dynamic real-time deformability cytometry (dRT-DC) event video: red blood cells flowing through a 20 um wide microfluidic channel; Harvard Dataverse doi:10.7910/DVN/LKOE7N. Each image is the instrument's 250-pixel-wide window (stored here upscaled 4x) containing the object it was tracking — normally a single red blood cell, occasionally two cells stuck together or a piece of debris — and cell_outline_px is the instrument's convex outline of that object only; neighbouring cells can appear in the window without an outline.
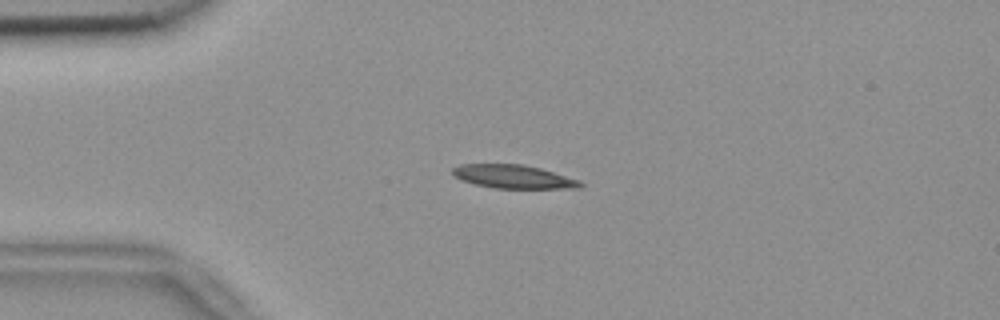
{"species": "common noctule bat (a hibernating species)", "species_latin": "Nyctalus noctula", "temperature_condition": "room temperature", "stored_images_in_passage": 53, "camera_frame_rate_fps": 3000, "um_per_image_px": 0.085, "animal": {"sex": "female", "body_mass_g": 18.4}, "frame": {"image": 1, "passage_image": 12, "time_ms": 3.667, "image_size_px": [1000, 320], "cell_outline_px": [[584, 184], [580, 188], [492, 188], [460, 180], [452, 176], [452, 168], [460, 164], [524, 164], [540, 168], [580, 180]], "centroid_in_image_um": [43.61, 15.01], "position_along_channel_um": 41.4, "area_um2": 17.57}}
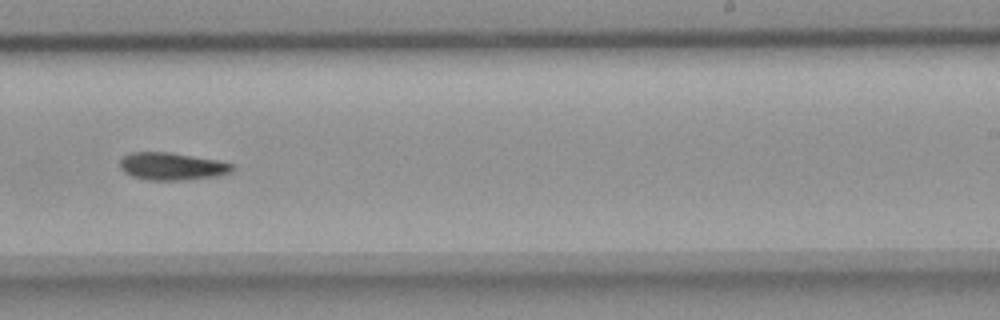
{"frame": {"image": 2, "passage_image": 33, "time_ms": 10.667, "image_size_px": [1000, 320], "cell_outline_px": [[236, 168], [232, 172], [220, 176], [184, 180], [148, 180], [132, 176], [124, 172], [120, 168], [120, 160], [124, 156], [132, 152], [172, 152], [216, 160], [232, 164]], "centroid_in_image_um": [14.64, 14.14], "position_along_channel_um": 274.4, "area_um2": 18.15}}
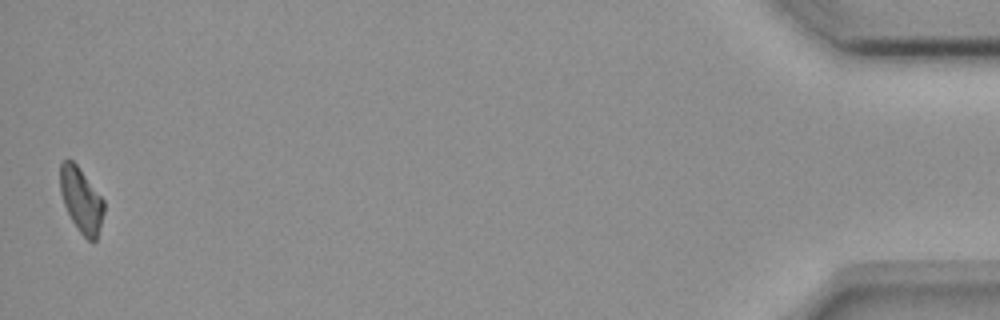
{"frame": {"image": 3, "passage_image": 53, "time_ms": 17.333, "image_size_px": [1000, 320], "cell_outline_px": [[104, 212], [96, 240], [88, 240], [80, 232], [72, 220], [64, 204], [60, 192], [60, 164], [68, 156], [76, 164], [104, 200]], "centroid_in_image_um": [6.89, 16.97], "position_along_channel_um": 428.3, "area_um2": 16.3}, "authors_computed_cell_mechanics": {"area_um2": 17.5712, "velocity_mm_per_s": 3.6921, "shape_relaxation_time_tau1_ms": 5.5656, "shape_relaxation_time_tau2_ms": null, "deformation_change_tau1": 0.1655, "deformation_change_tau2": null}}